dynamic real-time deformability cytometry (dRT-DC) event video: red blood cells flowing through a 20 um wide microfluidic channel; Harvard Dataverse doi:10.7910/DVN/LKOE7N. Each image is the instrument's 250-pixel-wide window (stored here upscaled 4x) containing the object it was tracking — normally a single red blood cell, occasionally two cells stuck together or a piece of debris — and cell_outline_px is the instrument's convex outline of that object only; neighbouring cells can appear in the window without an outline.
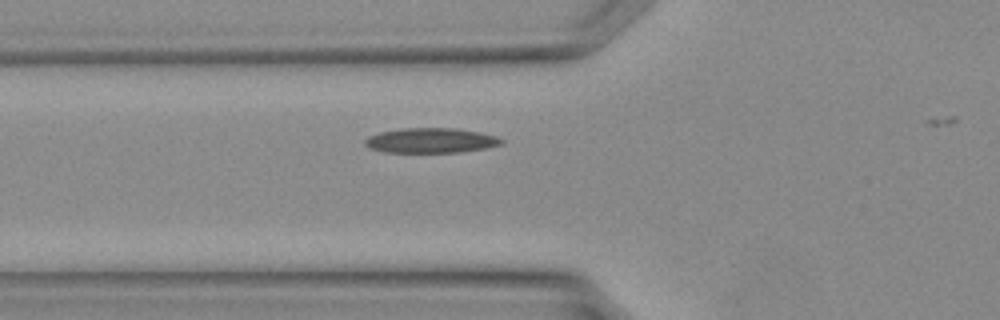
{"species": "Egyptian fruit bat (a non-hibernating species)", "species_latin": "Rousettus aegyptiacus", "temperature_condition": "warm", "stored_images_in_passage": 23, "camera_frame_rate_fps": 3000, "um_per_image_px": 0.085, "animal": {"sex": "female"}, "frame": {"image": 1, "passage_image": 4, "time_ms": 1.0, "image_size_px": [1000, 320], "cell_outline_px": [[504, 144], [484, 148], [460, 152], [384, 152], [372, 148], [364, 144], [364, 140], [368, 136], [380, 132], [400, 128], [456, 128], [480, 132], [496, 136], [504, 140]], "centroid_in_image_um": [36.64, 11.93], "position_along_channel_um": 89.2, "area_um2": 19.83}}
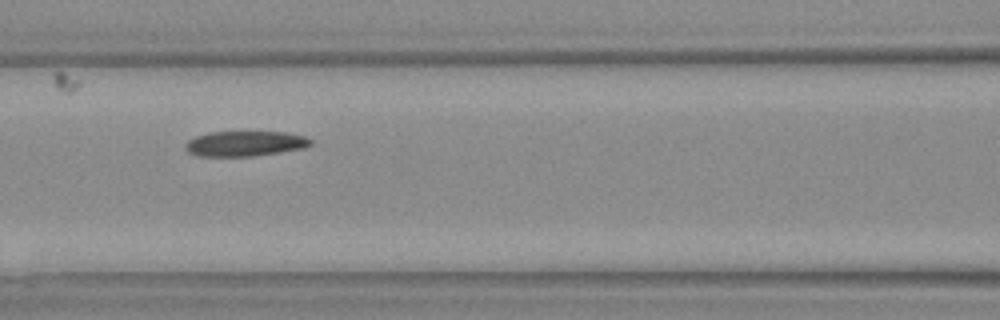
{"frame": {"image": 2, "passage_image": 7, "time_ms": 2.0, "image_size_px": [1000, 320], "cell_outline_px": [[312, 144], [304, 148], [252, 156], [196, 156], [188, 152], [184, 148], [184, 144], [188, 140], [196, 136], [208, 132], [284, 132], [304, 136], [312, 140]], "centroid_in_image_um": [20.78, 12.2], "position_along_channel_um": 145.8, "area_um2": 18.38}}